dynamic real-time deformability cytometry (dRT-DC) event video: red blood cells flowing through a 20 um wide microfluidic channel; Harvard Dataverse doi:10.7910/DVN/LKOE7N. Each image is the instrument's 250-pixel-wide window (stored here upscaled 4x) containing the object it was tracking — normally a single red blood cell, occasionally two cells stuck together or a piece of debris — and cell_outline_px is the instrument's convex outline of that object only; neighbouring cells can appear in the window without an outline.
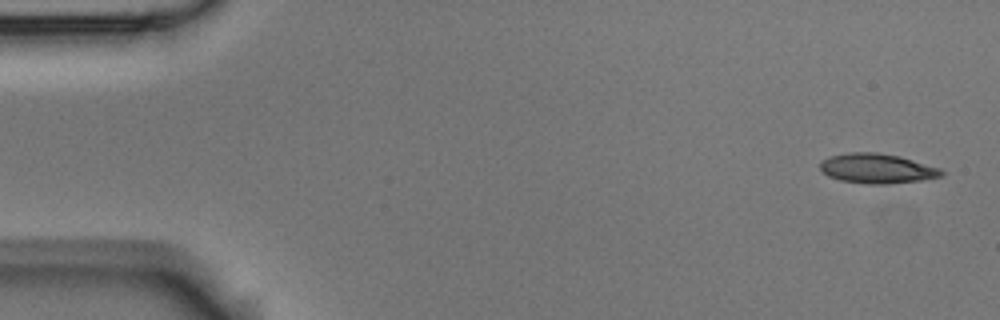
{"species": "Egyptian fruit bat (a non-hibernating species)", "species_latin": "Rousettus aegyptiacus", "temperature_condition": "room temperature", "stored_images_in_passage": 7, "camera_frame_rate_fps": 3000, "um_per_image_px": 0.085, "animal": {"sex": "male"}, "frame": {"image": 1, "passage_image": 1, "time_ms": 0.0, "image_size_px": [1000, 320], "cell_outline_px": [[944, 172], [940, 176], [920, 180], [888, 184], [868, 184], [840, 180], [828, 176], [820, 168], [820, 164], [824, 160], [832, 156], [852, 152], [876, 152], [900, 156], [940, 168]], "centroid_in_image_um": [74.56, 14.32], "position_along_channel_um": 10.4, "area_um2": 20.75}}
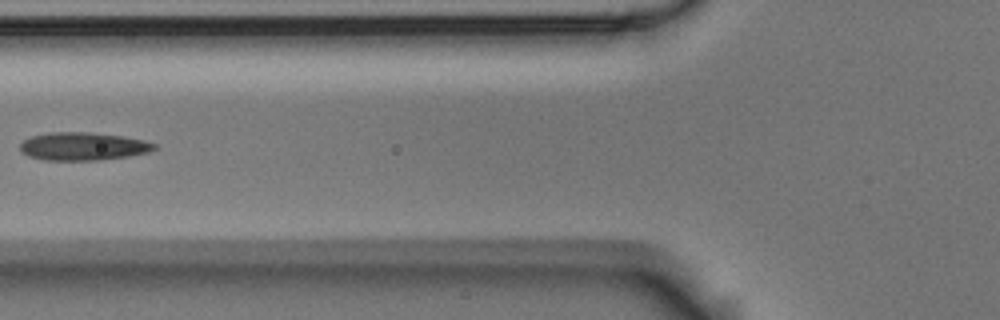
{"frame": {"image": 2, "passage_image": 6, "time_ms": 1.667, "image_size_px": [1000, 320], "cell_outline_px": [[156, 148], [148, 152], [128, 156], [96, 160], [44, 160], [28, 156], [20, 152], [20, 144], [24, 140], [32, 136], [48, 132], [88, 132], [124, 136], [144, 140], [156, 144]], "centroid_in_image_um": [7.03, 12.43], "position_along_channel_um": 118.8, "area_um2": 21.91}}
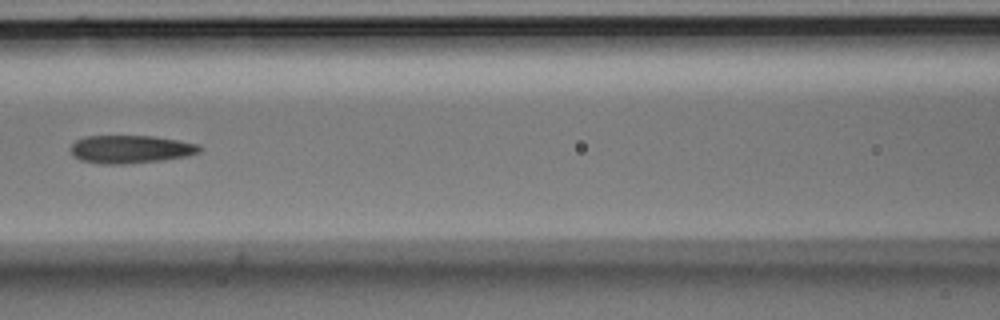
{"frame": {"image": 3, "passage_image": 7, "time_ms": 2.0, "image_size_px": [1000, 320], "cell_outline_px": [[204, 148], [200, 152], [188, 156], [160, 160], [120, 164], [104, 164], [80, 160], [72, 156], [72, 144], [76, 140], [84, 136], [152, 136], [180, 140], [200, 144]], "centroid_in_image_um": [11.14, 12.67], "position_along_channel_um": 155.5, "area_um2": 21.1}}